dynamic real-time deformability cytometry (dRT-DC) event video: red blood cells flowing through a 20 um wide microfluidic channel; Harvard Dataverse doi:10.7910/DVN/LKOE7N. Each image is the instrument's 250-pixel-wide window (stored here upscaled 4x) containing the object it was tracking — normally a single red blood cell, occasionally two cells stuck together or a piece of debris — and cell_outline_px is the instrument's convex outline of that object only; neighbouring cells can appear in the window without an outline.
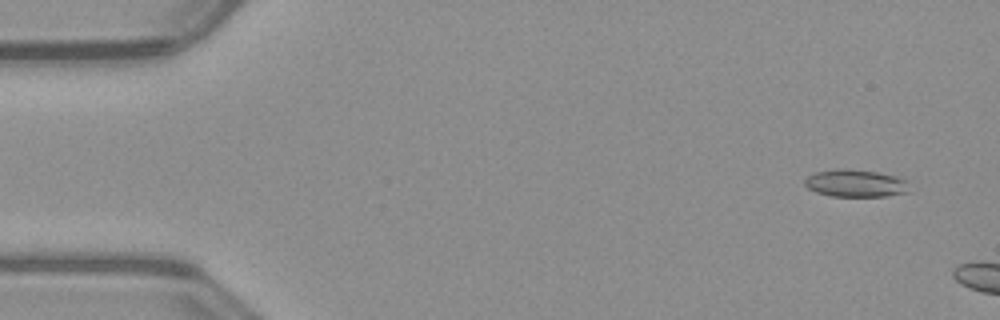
{"species": "common noctule bat (a hibernating species)", "species_latin": "Nyctalus noctula", "temperature_condition": "warm", "stored_images_in_passage": 7, "camera_frame_rate_fps": 3000, "um_per_image_px": 0.085, "animal": {"sex": "male", "body_mass_g": 23.1, "forearm_length_mm": 52.7}, "frame": {"image": 1, "passage_image": 3, "time_ms": 0.667, "image_size_px": [1000, 320], "cell_outline_px": [[908, 192], [884, 196], [832, 196], [816, 192], [808, 188], [804, 184], [804, 180], [808, 176], [816, 172], [840, 168], [848, 168], [876, 172], [896, 176], [908, 180]], "centroid_in_image_um": [72.72, 15.57], "position_along_channel_um": 12.3, "area_um2": 16.7}}